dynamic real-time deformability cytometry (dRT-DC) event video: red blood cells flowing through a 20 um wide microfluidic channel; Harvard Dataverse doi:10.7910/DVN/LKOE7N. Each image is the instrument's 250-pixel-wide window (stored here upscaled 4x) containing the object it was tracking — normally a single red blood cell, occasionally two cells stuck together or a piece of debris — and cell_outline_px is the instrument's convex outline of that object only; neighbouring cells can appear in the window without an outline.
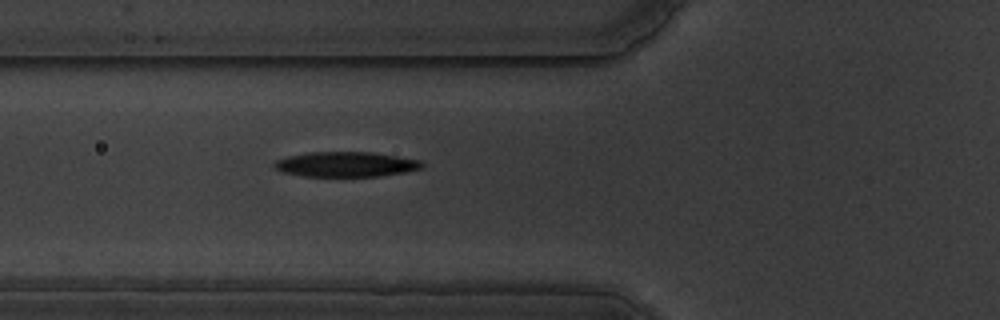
{"species": "common noctule bat (a hibernating species)", "species_latin": "Nyctalus noctula", "temperature_condition": "warm", "stored_images_in_passage": 45, "camera_frame_rate_fps": 3000, "um_per_image_px": 0.085, "animal": {"sex": "male", "body_mass_g": 19.5, "forearm_length_mm": 54.6}, "frame": {"image": 1, "passage_image": 10, "time_ms": 3.0, "image_size_px": [1000, 320], "cell_outline_px": [[424, 168], [408, 172], [380, 176], [304, 176], [280, 172], [272, 164], [276, 160], [288, 156], [308, 152], [372, 152], [420, 160], [424, 164]], "centroid_in_image_um": [29.42, 13.97], "position_along_channel_um": 96.4, "area_um2": 21.68}}
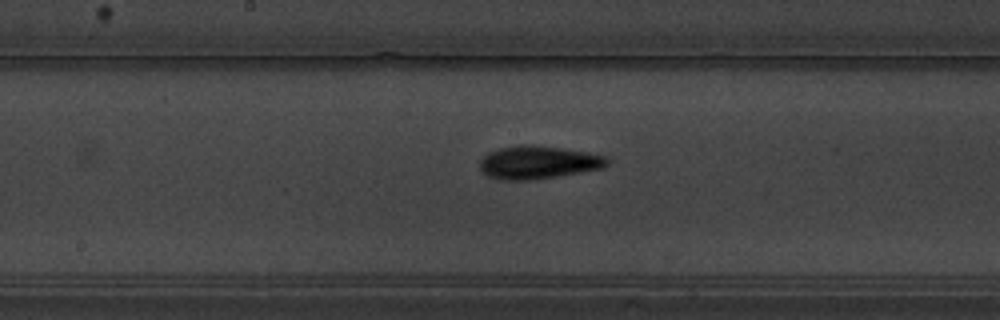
{"frame": {"image": 2, "passage_image": 19, "time_ms": 6.0, "image_size_px": [1000, 320], "cell_outline_px": [[608, 164], [604, 168], [532, 180], [500, 180], [488, 176], [480, 168], [480, 160], [488, 152], [500, 148], [520, 144], [528, 144], [560, 148], [584, 152], [604, 156], [608, 160]], "centroid_in_image_um": [45.71, 13.8], "position_along_channel_um": 202.5, "area_um2": 24.28}}
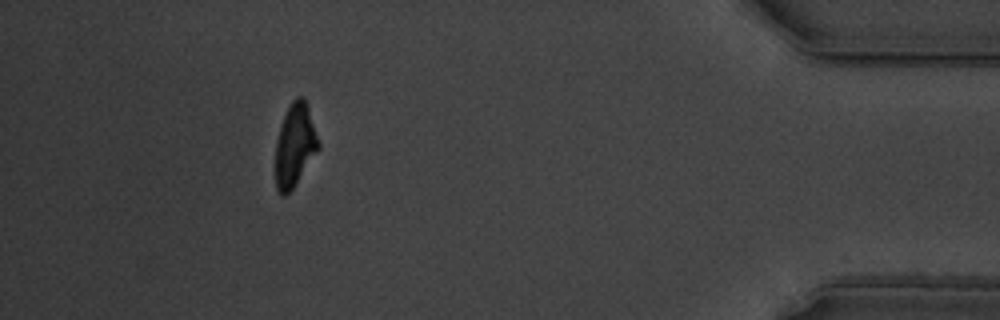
{"frame": {"image": 3, "passage_image": 41, "time_ms": 13.333, "image_size_px": [1000, 320], "cell_outline_px": [[320, 148], [296, 184], [284, 196], [280, 196], [276, 188], [276, 140], [288, 104], [296, 96], [304, 96], [308, 104], [320, 144]], "centroid_in_image_um": [25.08, 12.31], "position_along_channel_um": 410.1, "area_um2": 20.92}}